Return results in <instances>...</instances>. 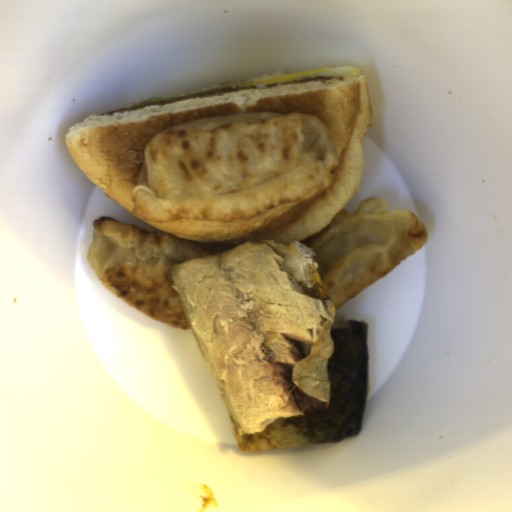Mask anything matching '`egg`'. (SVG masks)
<instances>
[{
	"mask_svg": "<svg viewBox=\"0 0 512 512\" xmlns=\"http://www.w3.org/2000/svg\"><path fill=\"white\" fill-rule=\"evenodd\" d=\"M360 67L356 65H346V66H338V67H329V68H321V69H313L303 72H297L292 74H274L259 78H254L252 81L254 84H271L278 81H294L299 79H304L313 76H333V77H342V76H353L355 74L360 73Z\"/></svg>",
	"mask_w": 512,
	"mask_h": 512,
	"instance_id": "1",
	"label": "egg"
}]
</instances>
